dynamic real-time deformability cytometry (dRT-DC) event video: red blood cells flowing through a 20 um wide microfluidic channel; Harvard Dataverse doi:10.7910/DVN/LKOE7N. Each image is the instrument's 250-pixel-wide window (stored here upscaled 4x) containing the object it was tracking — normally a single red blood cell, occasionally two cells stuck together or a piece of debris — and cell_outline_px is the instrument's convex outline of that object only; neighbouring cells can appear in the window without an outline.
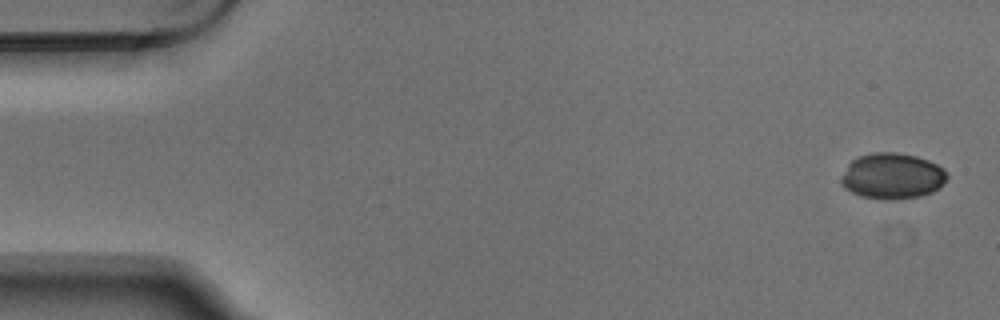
{"species": "Egyptian fruit bat (a non-hibernating species)", "species_latin": "Rousettus aegyptiacus", "temperature_condition": "warm", "stored_images_in_passage": 5, "segment_of_instrument_passage": [1, 2], "camera_frame_rate_fps": 3000, "um_per_image_px": 0.085, "animal": {"sex": "male"}, "frame": {"image": 1, "passage_image": 1, "time_ms": 0.0, "image_size_px": [1000, 320], "cell_outline_px": [[948, 176], [940, 188], [932, 192], [920, 196], [896, 200], [880, 200], [860, 196], [844, 188], [840, 180], [840, 176], [848, 164], [852, 160], [860, 156], [872, 152], [896, 152], [916, 156], [928, 160], [944, 168], [948, 172]], "centroid_in_image_um": [75.84, 14.97], "position_along_channel_um": 9.2, "area_um2": 28.73}}
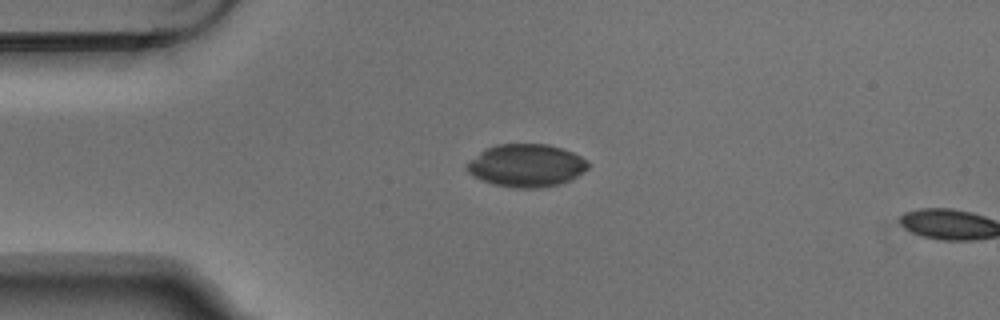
{"frame": {"image": 2, "passage_image": 4, "time_ms": 1.0, "image_size_px": [1000, 320], "cell_outline_px": [[588, 168], [584, 172], [572, 180], [560, 184], [536, 188], [516, 188], [496, 184], [472, 176], [464, 168], [464, 164], [484, 148], [496, 144], [548, 144], [572, 152], [588, 160]], "centroid_in_image_um": [44.72, 14.06], "position_along_channel_um": 40.3, "area_um2": 30.4}}